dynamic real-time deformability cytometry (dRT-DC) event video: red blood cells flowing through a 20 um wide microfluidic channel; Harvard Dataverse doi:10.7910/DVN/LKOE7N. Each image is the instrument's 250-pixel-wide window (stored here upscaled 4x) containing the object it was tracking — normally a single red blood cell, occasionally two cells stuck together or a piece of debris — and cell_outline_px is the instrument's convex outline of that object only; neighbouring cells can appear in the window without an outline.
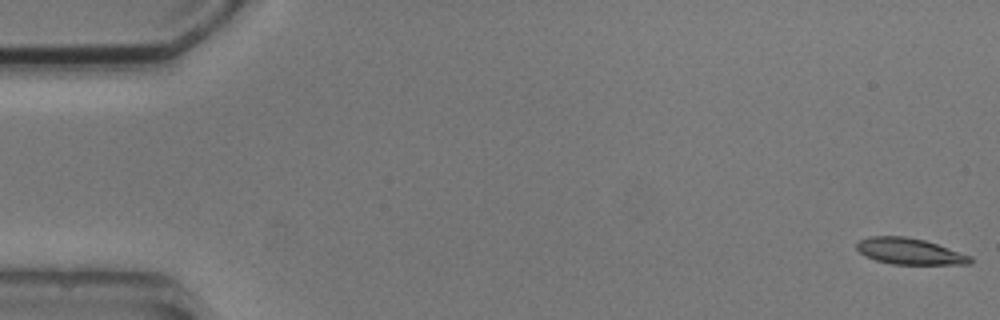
{"species": "common noctule bat (a hibernating species)", "species_latin": "Nyctalus noctula", "temperature_condition": "cold", "stored_images_in_passage": 2, "camera_frame_rate_fps": 3000, "um_per_image_px": 0.085, "animal": {"sex": "male", "body_mass_g": 20.5, "forearm_length_mm": 52.5}, "frame": {"image": 1, "passage_image": 2, "time_ms": 1.333, "image_size_px": [1000, 320], "cell_outline_px": [[972, 260], [968, 264], [892, 264], [876, 260], [864, 256], [856, 248], [856, 244], [860, 240], [872, 236], [904, 236], [924, 240], [972, 256]], "centroid_in_image_um": [77.29, 21.36], "position_along_channel_um": 7.7, "area_um2": 17.17}}